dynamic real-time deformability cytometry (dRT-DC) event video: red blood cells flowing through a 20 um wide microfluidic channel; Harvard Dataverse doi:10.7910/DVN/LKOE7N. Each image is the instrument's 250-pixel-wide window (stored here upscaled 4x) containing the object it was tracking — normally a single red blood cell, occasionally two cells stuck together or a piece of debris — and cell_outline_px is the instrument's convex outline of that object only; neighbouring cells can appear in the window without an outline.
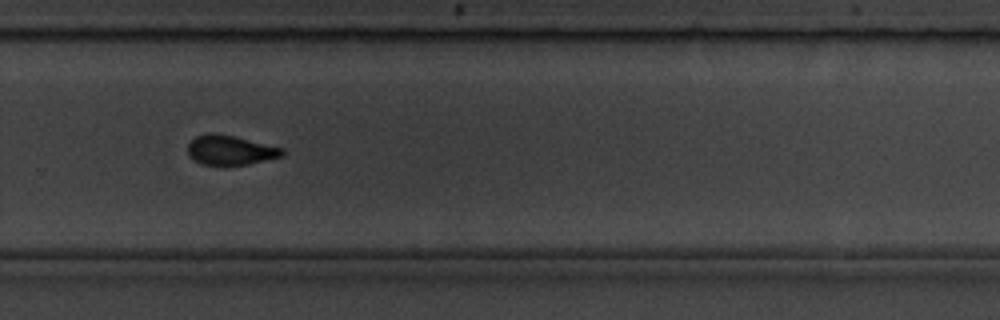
{"species": "common noctule bat (a hibernating species)", "species_latin": "Nyctalus noctula", "temperature_condition": "room temperature", "stored_images_in_passage": 42, "camera_frame_rate_fps": 3000, "um_per_image_px": 0.085, "animal": {"sex": "male", "body_mass_g": 19.5, "forearm_length_mm": 54.6}, "frame": {"image": 1, "passage_image": 24, "time_ms": 7.667, "image_size_px": [1000, 320], "cell_outline_px": [[284, 156], [248, 164], [224, 168], [220, 168], [204, 164], [192, 160], [188, 156], [188, 144], [196, 136], [208, 132], [212, 132], [232, 136], [284, 148]], "centroid_in_image_um": [19.54, 12.81], "position_along_channel_um": 310.3, "area_um2": 16.82}, "authors_computed_cell_mechanics": {"area_um2": 16.7042, "velocity_mm_per_s": 3.6177, "shape_relaxation_time_tau1_ms": 3.0749, "shape_relaxation_time_tau2_ms": 3.0552, "deformation_change_tau1": 0.1152, "deformation_change_tau2": 0.0744}}